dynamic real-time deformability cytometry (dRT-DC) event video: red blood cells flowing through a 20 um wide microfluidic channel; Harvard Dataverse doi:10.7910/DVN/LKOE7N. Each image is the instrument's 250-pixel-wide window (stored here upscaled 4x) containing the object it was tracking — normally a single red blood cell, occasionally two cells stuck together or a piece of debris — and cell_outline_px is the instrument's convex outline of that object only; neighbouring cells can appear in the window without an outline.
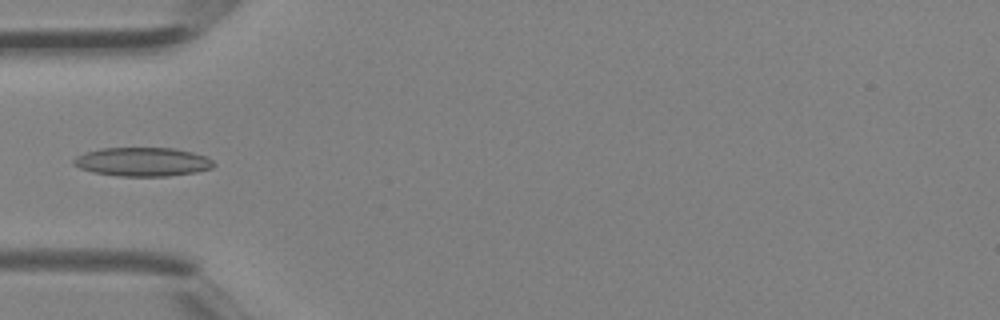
{"species": "Egyptian fruit bat (a non-hibernating species)", "species_latin": "Rousettus aegyptiacus", "temperature_condition": "room temperature", "stored_images_in_passage": 2, "camera_frame_rate_fps": 3000, "um_per_image_px": 0.085, "animal": {"sex": "female"}, "frame": {"image": 1, "passage_image": 2, "time_ms": 0.333, "image_size_px": [1000, 320], "cell_outline_px": [[216, 164], [212, 168], [196, 172], [168, 176], [120, 176], [92, 172], [80, 168], [72, 164], [72, 160], [76, 156], [84, 152], [100, 148], [172, 148], [192, 152], [208, 156]], "centroid_in_image_um": [12.11, 13.75], "position_along_channel_um": 72.9, "area_um2": 23.7}}